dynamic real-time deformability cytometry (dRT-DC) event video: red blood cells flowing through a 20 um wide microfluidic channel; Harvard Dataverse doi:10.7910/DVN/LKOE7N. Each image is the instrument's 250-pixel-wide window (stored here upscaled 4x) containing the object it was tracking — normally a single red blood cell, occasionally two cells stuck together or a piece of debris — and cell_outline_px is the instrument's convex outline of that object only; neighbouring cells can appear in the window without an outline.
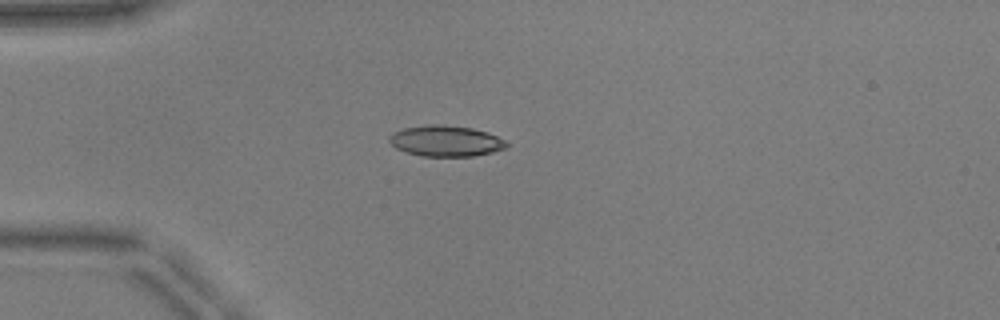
{"species": "common noctule bat (a hibernating species)", "species_latin": "Nyctalus noctula", "temperature_condition": "warm", "stored_images_in_passage": 38, "camera_frame_rate_fps": 3000, "um_per_image_px": 0.085, "animal": {"sex": "male", "body_mass_g": 17.9, "forearm_length_mm": 54.2}, "frame": {"image": 1, "passage_image": 1, "time_ms": 0.0, "image_size_px": [1000, 320], "cell_outline_px": [[508, 148], [492, 152], [472, 156], [420, 156], [396, 148], [388, 140], [388, 136], [392, 132], [404, 128], [428, 124], [440, 124], [472, 128], [496, 136], [504, 140], [508, 144]], "centroid_in_image_um": [37.86, 11.98], "position_along_channel_um": 47.1, "area_um2": 21.04}}
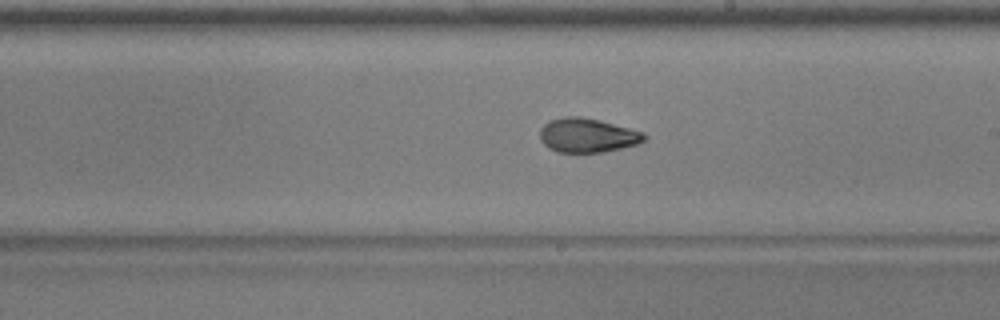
{"frame": {"image": 2, "passage_image": 17, "time_ms": 5.333, "image_size_px": [1000, 320], "cell_outline_px": [[648, 136], [644, 140], [636, 144], [604, 152], [556, 152], [548, 148], [540, 140], [540, 128], [548, 120], [564, 116], [580, 116], [600, 120], [644, 132]], "centroid_in_image_um": [49.9, 11.49], "position_along_channel_um": 239.1, "area_um2": 20.92}}
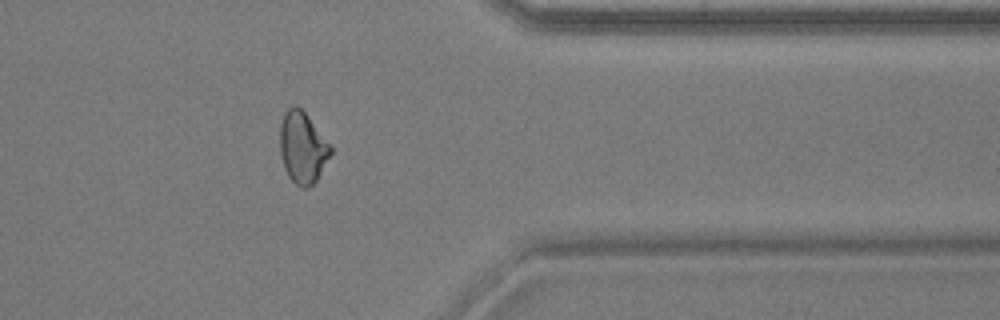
{"frame": {"image": 3, "passage_image": 29, "time_ms": 9.333, "image_size_px": [1000, 320], "cell_outline_px": [[332, 152], [316, 180], [308, 188], [300, 188], [288, 176], [284, 168], [280, 152], [280, 124], [284, 112], [292, 104], [296, 104], [308, 116], [332, 148]], "centroid_in_image_um": [25.69, 12.53], "position_along_channel_um": 385.7, "area_um2": 20.98}, "authors_computed_cell_mechanics": {"area_um2": 21.1548, "velocity_mm_per_s": 3.9429, "shape_relaxation_time_tau1_ms": 5.2584, "shape_relaxation_time_tau2_ms": 2.1073, "deformation_change_tau1": 0.1611, "deformation_change_tau2": 0.0791}}